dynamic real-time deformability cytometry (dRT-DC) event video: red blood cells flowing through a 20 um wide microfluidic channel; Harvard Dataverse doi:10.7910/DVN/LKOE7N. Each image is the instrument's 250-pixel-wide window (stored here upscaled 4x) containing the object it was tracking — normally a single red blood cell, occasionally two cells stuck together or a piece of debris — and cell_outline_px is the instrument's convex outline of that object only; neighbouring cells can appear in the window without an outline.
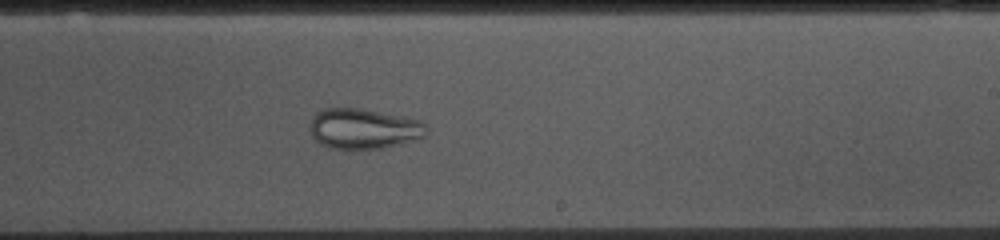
{"species": "common noctule bat (a hibernating species)", "species_latin": "Nyctalus noctula", "temperature_condition": "cold", "stored_images_in_passage": 54, "camera_frame_rate_fps": 3000, "um_per_image_px": 0.085, "animal": {"sex": "female", "body_mass_g": 10.0, "forearm_length_mm": 53.1}, "frame": {"image": 1, "passage_image": 31, "time_ms": 10.0, "image_size_px": [1000, 240], "cell_outline_px": [[428, 132], [424, 136], [400, 144], [380, 148], [328, 148], [320, 144], [312, 136], [308, 128], [316, 112], [324, 108], [360, 108], [420, 120], [428, 128]], "centroid_in_image_um": [30.88, 10.93], "position_along_channel_um": 258.1, "area_um2": 27.22}}
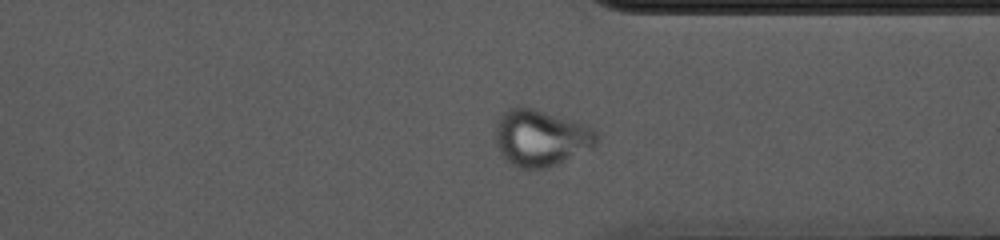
{"frame": {"image": 2, "passage_image": 40, "time_ms": 13.0, "image_size_px": [1000, 240], "cell_outline_px": [[600, 140], [592, 148], [548, 168], [516, 168], [500, 152], [496, 144], [496, 124], [500, 116], [508, 108], [516, 104], [532, 108], [592, 128], [600, 136]], "centroid_in_image_um": [45.95, 11.72], "position_along_channel_um": 365.4, "area_um2": 33.06}}
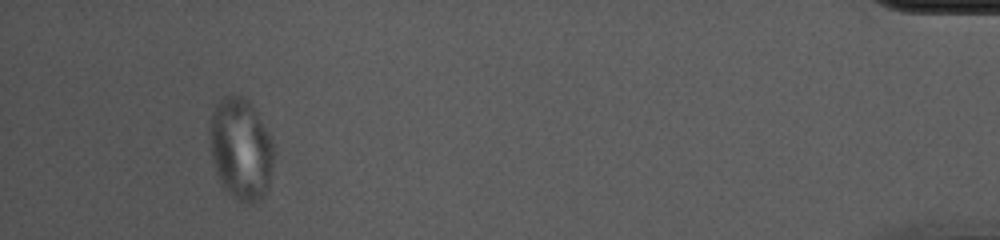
{"frame": {"image": 3, "passage_image": 50, "time_ms": 16.333, "image_size_px": [1000, 240], "cell_outline_px": [[276, 144], [268, 188], [260, 200], [256, 204], [244, 204], [236, 200], [220, 184], [212, 160], [212, 112], [216, 104], [224, 96], [240, 96], [248, 100], [252, 104], [272, 136]], "centroid_in_image_um": [20.54, 12.71], "position_along_channel_um": 414.7, "area_um2": 38.15}}